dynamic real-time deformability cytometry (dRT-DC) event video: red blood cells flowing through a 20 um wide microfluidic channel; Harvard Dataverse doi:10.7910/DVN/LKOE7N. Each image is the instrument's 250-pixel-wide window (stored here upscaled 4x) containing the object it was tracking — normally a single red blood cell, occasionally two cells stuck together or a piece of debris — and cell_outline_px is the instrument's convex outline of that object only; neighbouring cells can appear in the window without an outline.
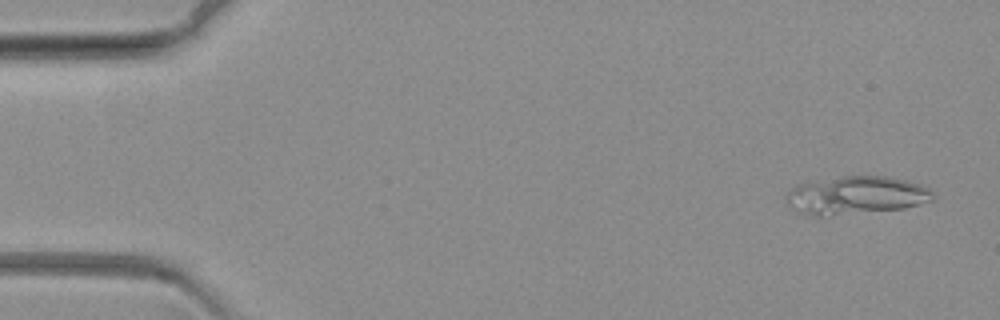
{"species": "common noctule bat (a hibernating species)", "species_latin": "Nyctalus noctula", "temperature_condition": "warm", "stored_images_in_passage": 14, "camera_frame_rate_fps": 3000, "um_per_image_px": 0.085, "animal": {"sex": "female", "body_mass_g": 19.3, "forearm_length_mm": 54.1}, "frame": {"image": 1, "passage_image": 3, "time_ms": 0.667, "image_size_px": [1000, 320], "cell_outline_px": [[936, 196], [932, 200], [904, 208], [820, 216], [808, 216], [792, 208], [788, 204], [784, 196], [792, 188], [800, 184], [840, 176], [888, 176], [920, 184], [928, 188]], "centroid_in_image_um": [72.76, 16.6], "position_along_channel_um": 12.2, "area_um2": 32.25}}